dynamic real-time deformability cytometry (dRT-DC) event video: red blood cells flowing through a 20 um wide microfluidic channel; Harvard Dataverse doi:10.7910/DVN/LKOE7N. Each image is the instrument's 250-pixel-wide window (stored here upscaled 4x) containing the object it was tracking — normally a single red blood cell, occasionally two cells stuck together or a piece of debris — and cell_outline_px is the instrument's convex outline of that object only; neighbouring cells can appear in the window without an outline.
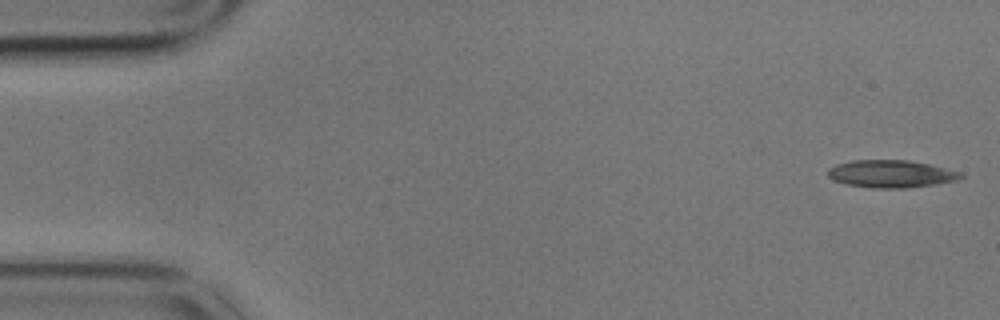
{"species": "common noctule bat (a hibernating species)", "species_latin": "Nyctalus noctula", "temperature_condition": "cold", "stored_images_in_passage": 57, "camera_frame_rate_fps": 3000, "um_per_image_px": 0.085, "animal": {"sex": "male", "body_mass_g": 17.9}, "frame": {"image": 1, "passage_image": 1, "time_ms": 0.0, "image_size_px": [1000, 320], "cell_outline_px": [[964, 176], [956, 180], [936, 184], [904, 188], [872, 188], [848, 184], [832, 180], [828, 176], [828, 168], [836, 164], [852, 160], [908, 160], [928, 164], [960, 172]], "centroid_in_image_um": [75.7, 14.77], "position_along_channel_um": 9.3, "area_um2": 21.15}}
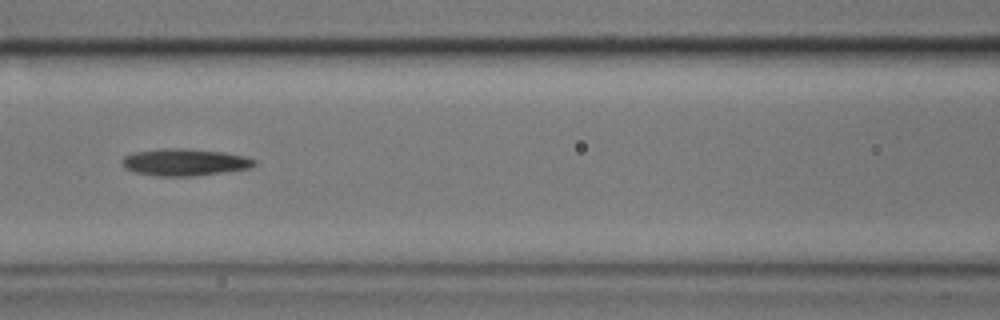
{"frame": {"image": 2, "passage_image": 24, "time_ms": 7.667, "image_size_px": [1000, 320], "cell_outline_px": [[256, 164], [248, 168], [224, 172], [196, 176], [156, 176], [136, 172], [124, 168], [124, 156], [136, 152], [160, 148], [188, 148], [224, 152], [244, 156], [256, 160]], "centroid_in_image_um": [15.72, 13.78], "position_along_channel_um": 150.9, "area_um2": 20.75}}
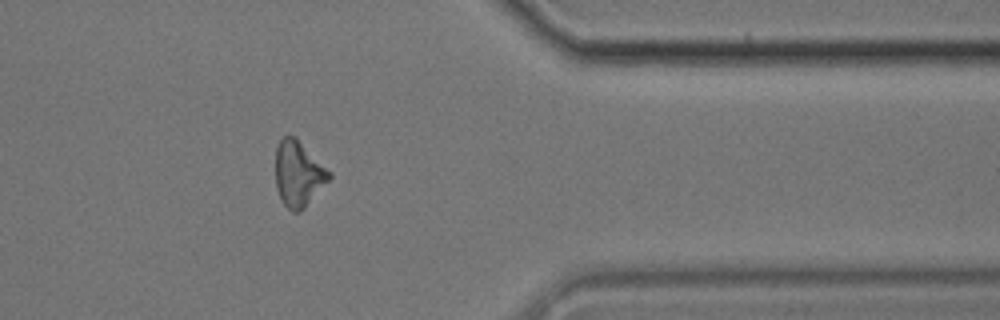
{"frame": {"image": 3, "passage_image": 46, "time_ms": 15.0, "image_size_px": [1000, 320], "cell_outline_px": [[332, 176], [304, 208], [300, 212], [292, 212], [280, 200], [276, 188], [276, 144], [284, 136], [296, 136], [332, 172]], "centroid_in_image_um": [25.36, 14.75], "position_along_channel_um": 386.0, "area_um2": 20.69}, "authors_computed_cell_mechanics": {"area_um2": 20.7502, "velocity_mm_per_s": 3.4399, "shape_relaxation_time_tau1_ms": 3.0218, "shape_relaxation_time_tau2_ms": 8.6128, "deformation_change_tau1": 0.0976, "deformation_change_tau2": 0.1913}}